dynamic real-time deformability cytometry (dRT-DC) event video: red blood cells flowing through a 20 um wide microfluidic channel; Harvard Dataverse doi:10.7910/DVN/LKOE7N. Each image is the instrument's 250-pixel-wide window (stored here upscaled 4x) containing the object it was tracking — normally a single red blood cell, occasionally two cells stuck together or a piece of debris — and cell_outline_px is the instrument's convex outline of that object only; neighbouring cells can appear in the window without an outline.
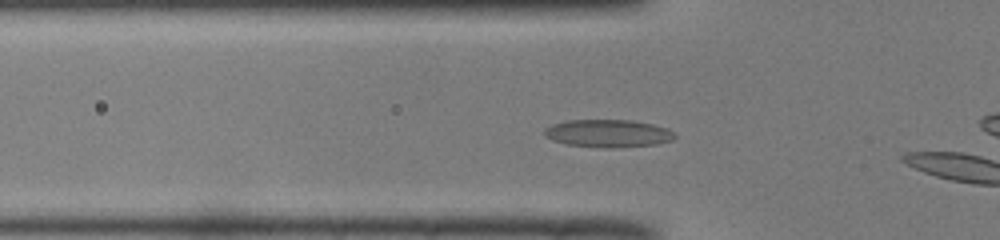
{"species": "common noctule bat (a hibernating species)", "species_latin": "Nyctalus noctula", "temperature_condition": "room temperature", "stored_images_in_passage": 7, "camera_frame_rate_fps": 3000, "um_per_image_px": 0.085, "animal": {"sex": "male", "body_mass_g": 19.0, "forearm_length_mm": 50.8}, "frame": {"image": 1, "passage_image": 6, "time_ms": 1.667, "image_size_px": [1000, 240], "cell_outline_px": [[676, 136], [672, 140], [656, 144], [612, 148], [604, 148], [568, 144], [552, 140], [544, 136], [544, 128], [552, 124], [568, 120], [632, 120], [652, 124], [668, 128], [676, 132]], "centroid_in_image_um": [51.7, 11.33], "position_along_channel_um": 74.1, "area_um2": 21.15}}